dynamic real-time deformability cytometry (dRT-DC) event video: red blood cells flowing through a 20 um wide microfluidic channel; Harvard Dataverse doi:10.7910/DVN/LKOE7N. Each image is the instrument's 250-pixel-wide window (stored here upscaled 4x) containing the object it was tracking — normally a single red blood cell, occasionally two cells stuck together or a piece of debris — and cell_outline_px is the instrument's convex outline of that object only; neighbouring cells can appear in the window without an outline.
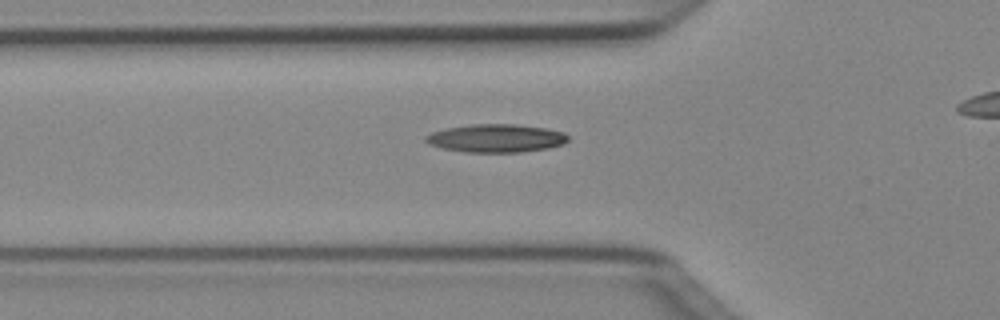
{"species": "Egyptian fruit bat (a non-hibernating species)", "species_latin": "Rousettus aegyptiacus", "temperature_condition": "cold", "stored_images_in_passage": 28, "camera_frame_rate_fps": 3000, "um_per_image_px": 0.085, "animal": {"sex": "female"}, "frame": {"image": 1, "passage_image": 2, "time_ms": 0.333, "image_size_px": [1000, 320], "cell_outline_px": [[568, 140], [564, 144], [548, 148], [520, 152], [464, 152], [444, 148], [428, 144], [424, 140], [424, 136], [432, 132], [444, 128], [472, 124], [516, 124], [544, 128], [564, 132], [568, 136]], "centroid_in_image_um": [42.15, 11.74], "position_along_channel_um": 83.7, "area_um2": 23.41}}
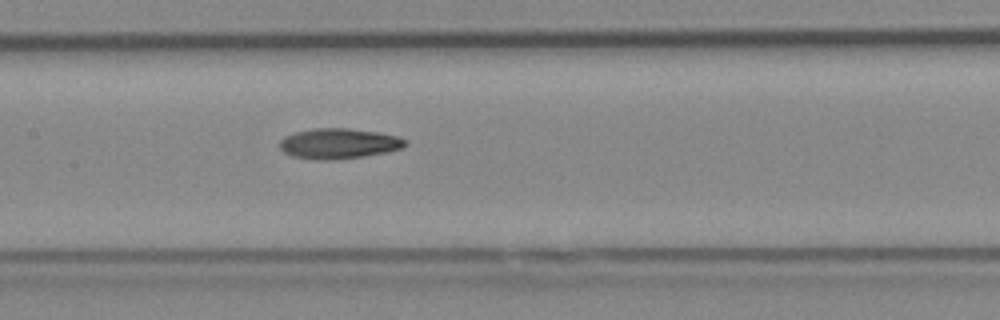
{"frame": {"image": 2, "passage_image": 9, "time_ms": 2.667, "image_size_px": [1000, 320], "cell_outline_px": [[408, 144], [400, 148], [384, 152], [364, 156], [332, 160], [316, 160], [292, 156], [284, 152], [280, 148], [280, 140], [284, 136], [296, 132], [312, 128], [348, 128], [376, 132], [396, 136], [408, 140]], "centroid_in_image_um": [28.76, 12.2], "position_along_channel_um": 178.6, "area_um2": 22.14}}
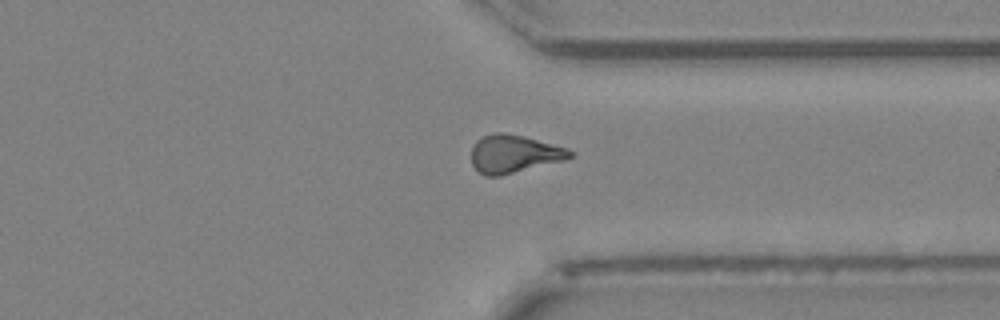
{"frame": {"image": 3, "passage_image": 23, "time_ms": 7.333, "image_size_px": [1000, 320], "cell_outline_px": [[572, 156], [568, 160], [500, 176], [484, 176], [472, 164], [472, 148], [476, 140], [492, 132], [504, 132], [524, 136], [568, 148], [572, 152]], "centroid_in_image_um": [43.71, 13.08], "position_along_channel_um": 367.7, "area_um2": 22.02}}